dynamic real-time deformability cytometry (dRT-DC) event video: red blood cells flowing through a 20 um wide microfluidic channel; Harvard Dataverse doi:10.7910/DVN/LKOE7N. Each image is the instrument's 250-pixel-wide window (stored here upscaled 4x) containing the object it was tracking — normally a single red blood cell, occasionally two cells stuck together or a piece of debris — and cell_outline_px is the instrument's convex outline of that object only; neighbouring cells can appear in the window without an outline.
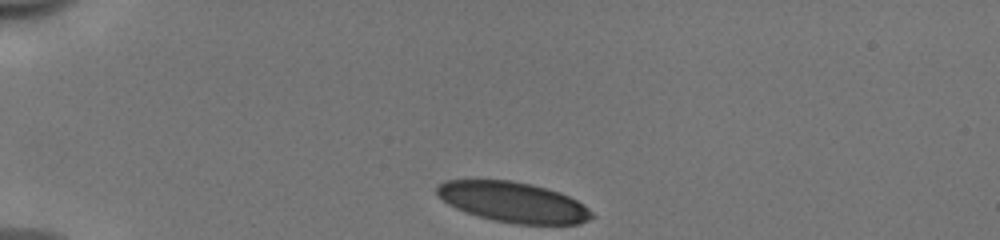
{"species": "human", "species_latin": "Homo sapiens", "temperature_condition": "cold", "stored_images_in_passage": 33, "camera_frame_rate_fps": 3000, "um_per_image_px": 0.085, "donor": {"sex": "male"}, "frame": {"image": 1, "passage_image": 1, "time_ms": 0.0, "image_size_px": [1000, 240], "cell_outline_px": [[596, 216], [580, 224], [516, 224], [492, 220], [476, 216], [464, 212], [448, 204], [436, 192], [436, 188], [444, 180], [512, 180], [560, 192], [584, 204]], "centroid_in_image_um": [43.63, 17.19], "position_along_channel_um": 41.4, "area_um2": 36.36}}
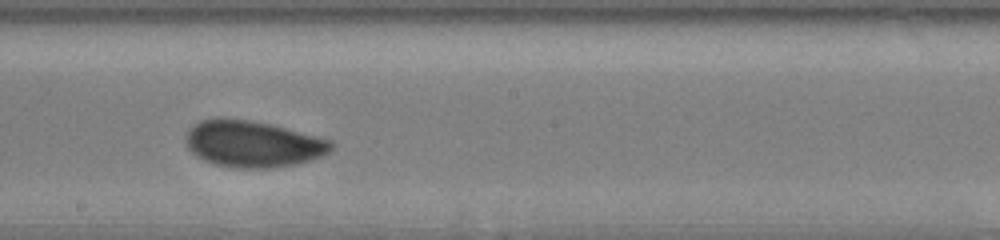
{"frame": {"image": 2, "passage_image": 19, "time_ms": 6.0, "image_size_px": [1000, 240], "cell_outline_px": [[332, 148], [328, 152], [320, 156], [308, 160], [292, 164], [272, 168], [236, 168], [216, 164], [204, 160], [196, 156], [188, 148], [184, 140], [188, 132], [200, 120], [220, 116], [252, 120], [272, 124], [332, 140]], "centroid_in_image_um": [21.45, 12.21], "position_along_channel_um": 226.7, "area_um2": 39.42}}
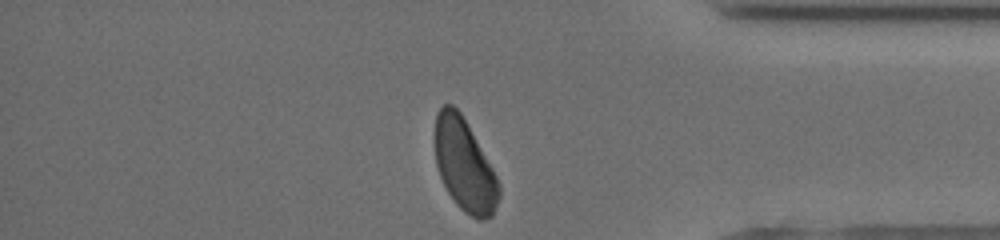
{"frame": {"image": 3, "passage_image": 33, "time_ms": 10.667, "image_size_px": [1000, 240], "cell_outline_px": [[500, 196], [492, 216], [484, 220], [480, 220], [464, 212], [456, 204], [448, 192], [440, 176], [436, 164], [432, 140], [432, 136], [436, 112], [444, 104], [452, 104], [460, 112], [492, 168], [496, 176], [500, 188]], "centroid_in_image_um": [39.43, 14.02], "position_along_channel_um": 395.8, "area_um2": 34.56}, "authors_computed_cell_mechanics": {"area_um2": 39.2462, "velocity_mm_per_s": 3.9426, "shape_relaxation_time_tau1_ms": 3.8229, "shape_relaxation_time_tau2_ms": 0.8743, "deformation_change_tau1": 0.1255, "deformation_change_tau2": 0.0565}}